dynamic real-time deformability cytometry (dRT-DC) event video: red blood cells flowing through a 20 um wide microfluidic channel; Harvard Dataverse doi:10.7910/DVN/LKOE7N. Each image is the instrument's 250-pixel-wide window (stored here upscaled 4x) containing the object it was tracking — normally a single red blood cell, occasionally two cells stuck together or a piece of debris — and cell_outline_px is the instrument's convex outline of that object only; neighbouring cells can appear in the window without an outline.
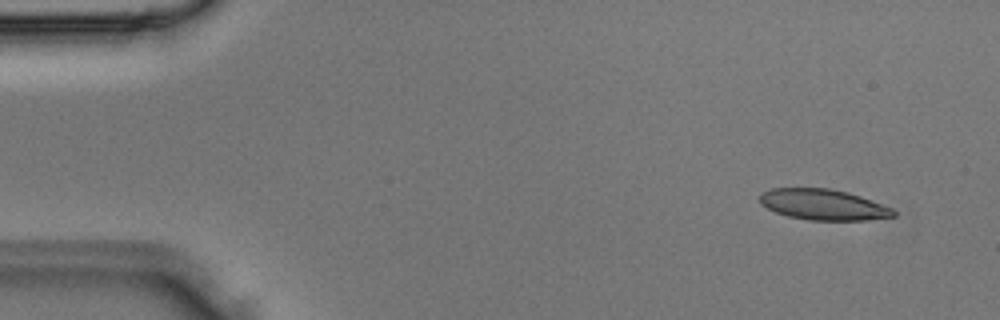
{"species": "Egyptian fruit bat (a non-hibernating species)", "species_latin": "Rousettus aegyptiacus", "temperature_condition": "room temperature", "stored_images_in_passage": 4, "segment_of_instrument_passage": [1, 2], "camera_frame_rate_fps": 3000, "um_per_image_px": 0.085, "animal": {"sex": "male"}, "frame": {"image": 1, "passage_image": 1, "time_ms": 0.0, "image_size_px": [1000, 320], "cell_outline_px": [[896, 216], [864, 220], [808, 220], [788, 216], [776, 212], [760, 204], [760, 192], [772, 188], [828, 188], [848, 192], [860, 196], [892, 208], [896, 212]], "centroid_in_image_um": [69.96, 17.39], "position_along_channel_um": 15.0, "area_um2": 23.93}}
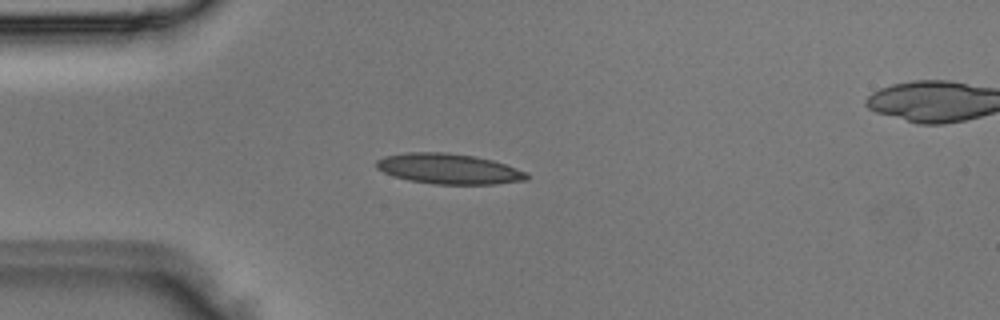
{"frame": {"image": 2, "passage_image": 3, "time_ms": 0.667, "image_size_px": [1000, 320], "cell_outline_px": [[528, 180], [496, 184], [436, 184], [408, 180], [392, 176], [376, 168], [376, 160], [384, 156], [404, 152], [448, 152], [476, 156], [492, 160], [528, 172]], "centroid_in_image_um": [38.13, 14.34], "position_along_channel_um": 46.9, "area_um2": 26.82}}